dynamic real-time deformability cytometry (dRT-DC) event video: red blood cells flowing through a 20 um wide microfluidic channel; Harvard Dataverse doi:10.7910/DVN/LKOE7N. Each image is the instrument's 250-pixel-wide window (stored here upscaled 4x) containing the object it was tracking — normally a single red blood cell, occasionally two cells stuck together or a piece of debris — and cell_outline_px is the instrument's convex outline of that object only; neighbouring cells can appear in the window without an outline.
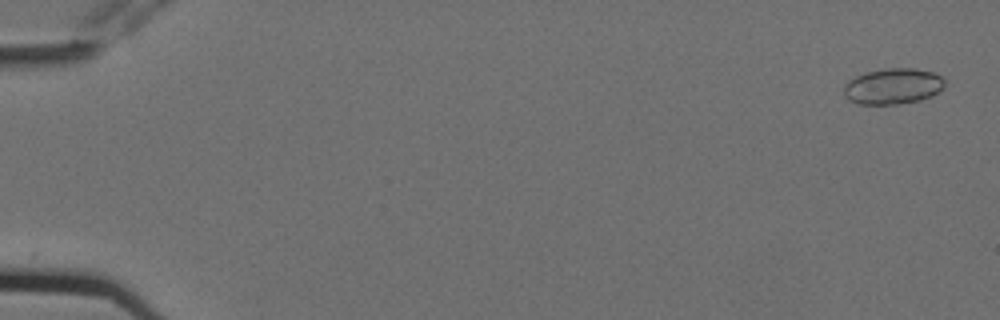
{"species": "Egyptian fruit bat (a non-hibernating species)", "species_latin": "Rousettus aegyptiacus", "temperature_condition": "cold", "stored_images_in_passage": 4, "camera_frame_rate_fps": 3000, "um_per_image_px": 0.085, "animal": {"sex": "female"}, "frame": {"image": 1, "passage_image": 1, "time_ms": 0.0, "image_size_px": [1000, 320], "cell_outline_px": [[944, 84], [932, 96], [920, 100], [900, 104], [856, 104], [848, 100], [844, 96], [844, 84], [848, 80], [864, 72], [884, 68], [916, 68], [932, 72], [940, 76], [944, 80]], "centroid_in_image_um": [75.84, 7.33], "position_along_channel_um": 9.2, "area_um2": 21.21}}
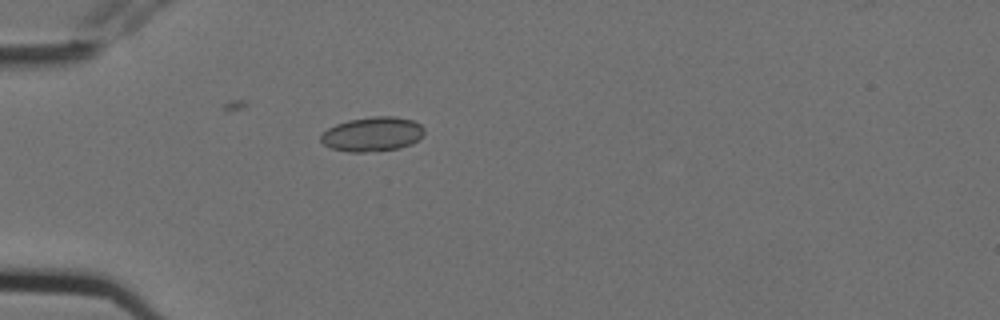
{"frame": {"image": 2, "passage_image": 4, "time_ms": 1.0, "image_size_px": [1000, 320], "cell_outline_px": [[424, 132], [412, 144], [400, 148], [364, 152], [348, 152], [332, 148], [324, 144], [320, 140], [320, 136], [328, 128], [336, 124], [348, 120], [372, 116], [396, 116], [412, 120], [420, 124], [424, 128]], "centroid_in_image_um": [31.65, 11.39], "position_along_channel_um": 53.4, "area_um2": 20.69}}